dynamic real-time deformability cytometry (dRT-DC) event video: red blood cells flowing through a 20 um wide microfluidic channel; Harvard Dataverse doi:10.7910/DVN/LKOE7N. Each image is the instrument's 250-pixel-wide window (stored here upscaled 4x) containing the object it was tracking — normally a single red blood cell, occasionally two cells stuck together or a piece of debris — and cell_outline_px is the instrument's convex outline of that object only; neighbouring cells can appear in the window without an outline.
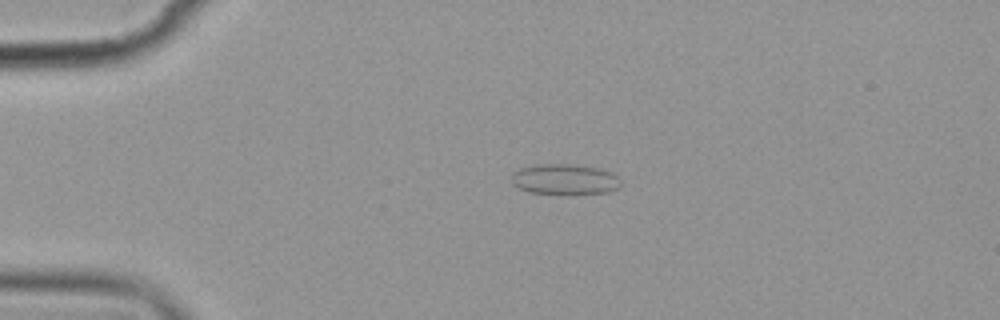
{"species": "common noctule bat (a hibernating species)", "species_latin": "Nyctalus noctula", "temperature_condition": "cold", "stored_images_in_passage": 4, "camera_frame_rate_fps": 3000, "um_per_image_px": 0.085, "animal": {"sex": "female", "body_mass_g": 19.9}, "frame": {"image": 1, "passage_image": 3, "time_ms": 2.667, "image_size_px": [1000, 320], "cell_outline_px": [[620, 188], [608, 192], [528, 192], [512, 184], [512, 172], [520, 168], [536, 164], [564, 164], [596, 168], [612, 172], [620, 180]], "centroid_in_image_um": [47.97, 15.21], "position_along_channel_um": 37.0, "area_um2": 18.79}}